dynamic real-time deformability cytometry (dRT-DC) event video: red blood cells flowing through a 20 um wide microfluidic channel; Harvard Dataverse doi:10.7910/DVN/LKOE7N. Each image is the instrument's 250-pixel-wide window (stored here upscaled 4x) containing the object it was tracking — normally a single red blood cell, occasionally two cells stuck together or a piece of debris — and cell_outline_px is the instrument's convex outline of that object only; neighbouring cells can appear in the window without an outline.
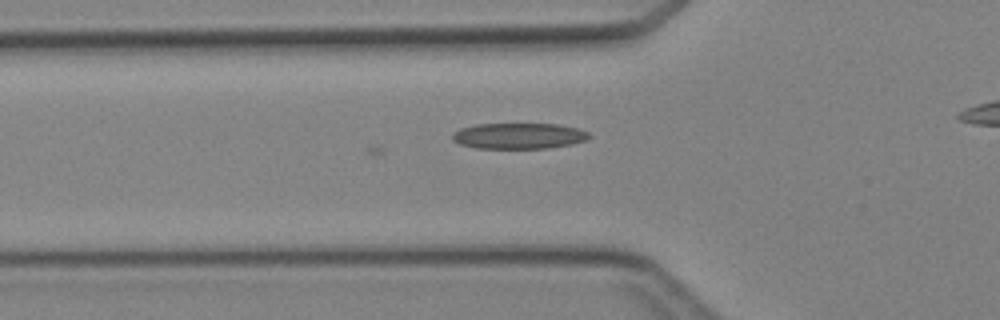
{"species": "Egyptian fruit bat (a non-hibernating species)", "species_latin": "Rousettus aegyptiacus", "temperature_condition": "cold", "stored_images_in_passage": 29, "camera_frame_rate_fps": 3000, "um_per_image_px": 0.085, "animal": {"sex": "female"}, "frame": {"image": 1, "passage_image": 5, "time_ms": 1.333, "image_size_px": [1000, 320], "cell_outline_px": [[592, 136], [584, 140], [572, 144], [548, 148], [476, 148], [460, 144], [452, 140], [452, 132], [460, 128], [476, 124], [556, 124], [580, 128], [588, 132]], "centroid_in_image_um": [44.09, 11.55], "position_along_channel_um": 81.7, "area_um2": 20.69}}
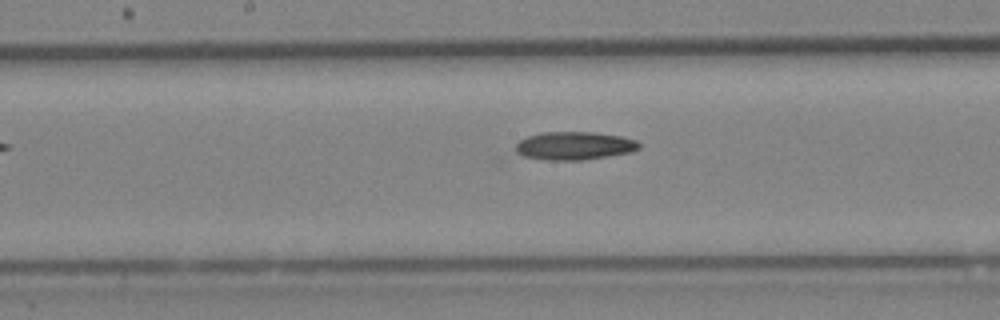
{"frame": {"image": 2, "passage_image": 13, "time_ms": 4.0, "image_size_px": [1000, 320], "cell_outline_px": [[640, 148], [632, 152], [608, 156], [580, 160], [548, 160], [524, 156], [516, 152], [516, 144], [520, 140], [528, 136], [540, 132], [592, 132], [620, 136], [636, 140], [640, 144]], "centroid_in_image_um": [48.82, 12.38], "position_along_channel_um": 199.4, "area_um2": 20.17}}
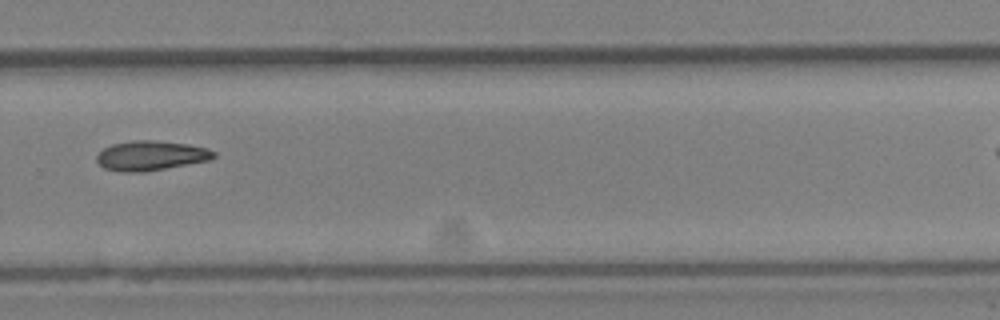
{"frame": {"image": 3, "passage_image": 21, "time_ms": 6.667, "image_size_px": [1000, 320], "cell_outline_px": [[216, 156], [208, 160], [144, 172], [124, 172], [104, 168], [96, 160], [96, 156], [104, 148], [112, 144], [132, 140], [152, 140], [188, 144], [208, 148], [216, 152]], "centroid_in_image_um": [12.82, 13.22], "position_along_channel_um": 317.0, "area_um2": 20.11}}